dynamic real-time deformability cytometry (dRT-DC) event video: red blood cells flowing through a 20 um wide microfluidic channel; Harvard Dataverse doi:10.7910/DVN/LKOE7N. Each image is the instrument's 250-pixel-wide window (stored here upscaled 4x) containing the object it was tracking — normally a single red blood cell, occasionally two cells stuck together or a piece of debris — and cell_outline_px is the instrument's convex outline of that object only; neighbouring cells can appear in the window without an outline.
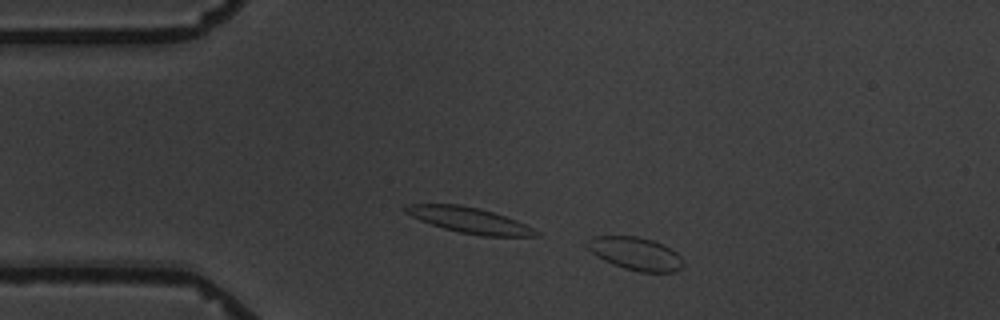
{"species": "common noctule bat (a hibernating species)", "species_latin": "Nyctalus noctula", "temperature_condition": "warm", "stored_images_in_passage": 5, "camera_frame_rate_fps": 3000, "um_per_image_px": 0.085, "animal": {"sex": "male", "body_mass_g": 19.5, "forearm_length_mm": 54.6}, "frame": {"image": 1, "passage_image": 1, "time_ms": 0.0, "image_size_px": [1000, 320], "cell_outline_px": [[684, 264], [676, 272], [640, 272], [624, 268], [612, 264], [596, 256], [584, 244], [592, 236], [636, 236], [652, 240], [664, 244], [676, 252], [680, 256]], "centroid_in_image_um": [54.02, 21.55], "position_along_channel_um": 31.0, "area_um2": 18.5}}
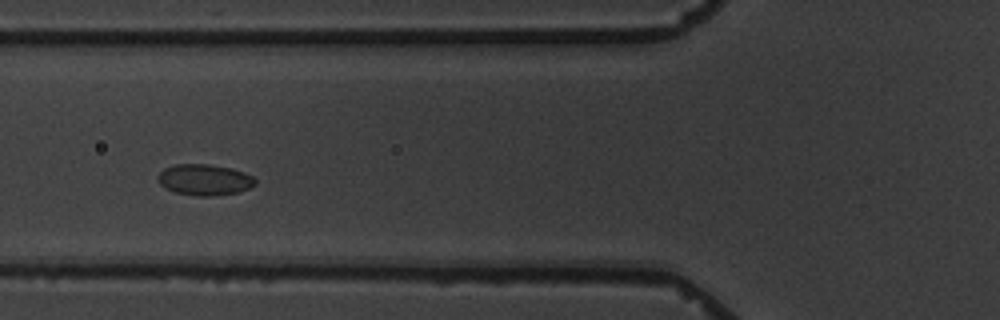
{"frame": {"image": 2, "passage_image": 4, "time_ms": 3.667, "image_size_px": [1000, 320], "cell_outline_px": [[256, 184], [248, 188], [236, 192], [212, 196], [196, 196], [176, 192], [164, 188], [156, 180], [156, 176], [164, 168], [176, 164], [208, 164], [232, 168], [244, 172], [252, 176], [256, 180]], "centroid_in_image_um": [17.34, 15.27], "position_along_channel_um": 108.5, "area_um2": 17.69}}
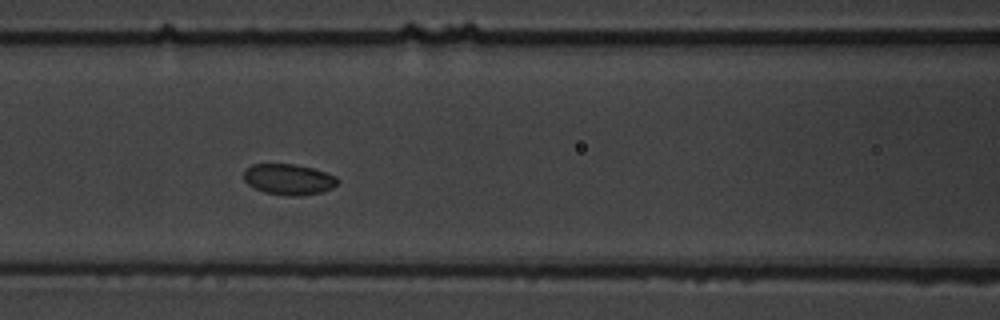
{"frame": {"image": 3, "passage_image": 5, "time_ms": 4.667, "image_size_px": [1000, 320], "cell_outline_px": [[340, 180], [332, 188], [324, 192], [296, 196], [264, 192], [248, 184], [244, 180], [244, 172], [252, 164], [296, 164], [312, 168], [336, 176]], "centroid_in_image_um": [24.56, 15.24], "position_along_channel_um": 142.0, "area_um2": 16.7}}